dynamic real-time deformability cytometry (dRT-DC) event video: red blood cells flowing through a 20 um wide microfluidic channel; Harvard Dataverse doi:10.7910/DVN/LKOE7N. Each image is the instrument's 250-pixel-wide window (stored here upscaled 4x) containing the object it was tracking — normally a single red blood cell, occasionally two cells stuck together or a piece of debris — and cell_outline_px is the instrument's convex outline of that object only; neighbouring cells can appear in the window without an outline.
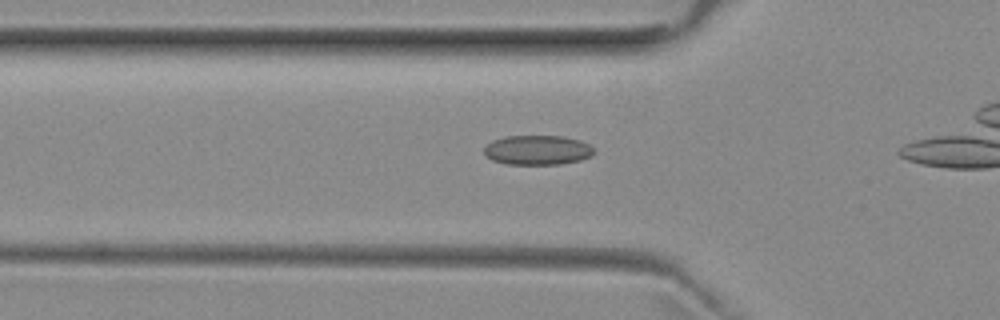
{"species": "common noctule bat (a hibernating species)", "species_latin": "Nyctalus noctula", "temperature_condition": "room temperature", "stored_images_in_passage": 8, "camera_frame_rate_fps": 3000, "um_per_image_px": 0.085, "animal": {"sex": "female", "body_mass_g": 29.2, "forearm_length_mm": 56.3}, "frame": {"image": 1, "passage_image": 3, "time_ms": 0.667, "image_size_px": [1000, 320], "cell_outline_px": [[596, 152], [592, 156], [580, 160], [560, 164], [504, 164], [492, 160], [484, 156], [484, 148], [492, 140], [504, 136], [560, 136], [580, 140], [596, 148]], "centroid_in_image_um": [45.69, 12.76], "position_along_channel_um": 80.1, "area_um2": 19.19}}
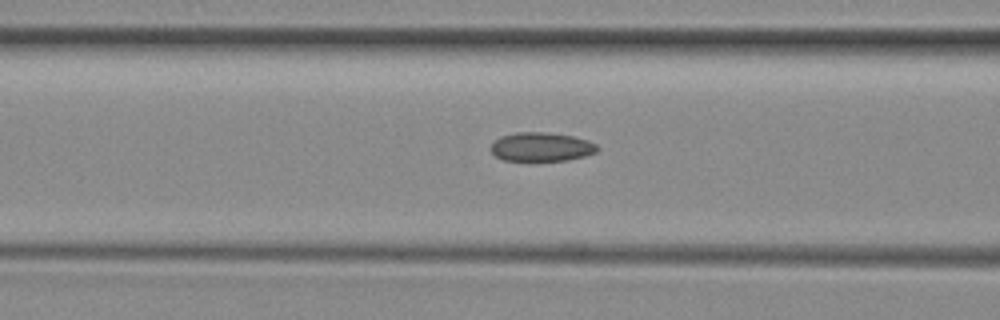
{"frame": {"image": 2, "passage_image": 6, "time_ms": 1.667, "image_size_px": [1000, 320], "cell_outline_px": [[600, 148], [596, 152], [584, 156], [568, 160], [504, 160], [496, 156], [488, 148], [500, 136], [516, 132], [544, 132], [572, 136], [588, 140], [596, 144]], "centroid_in_image_um": [46.01, 12.48], "position_along_channel_um": 120.6, "area_um2": 17.86}}